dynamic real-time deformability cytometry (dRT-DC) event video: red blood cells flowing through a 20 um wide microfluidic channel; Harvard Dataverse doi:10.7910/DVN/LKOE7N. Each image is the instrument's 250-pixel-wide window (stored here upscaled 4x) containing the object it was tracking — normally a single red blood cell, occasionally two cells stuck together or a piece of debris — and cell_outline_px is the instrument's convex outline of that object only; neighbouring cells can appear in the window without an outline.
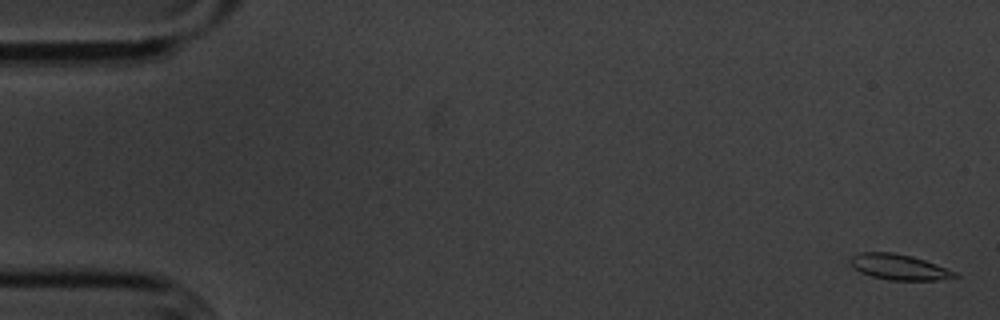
{"species": "common noctule bat (a hibernating species)", "species_latin": "Nyctalus noctula", "temperature_condition": "cold", "stored_images_in_passage": 58, "camera_frame_rate_fps": 3000, "um_per_image_px": 0.085, "animal": {"sex": "male", "body_mass_g": 20.1, "forearm_length_mm": 53.5}, "frame": {"image": 1, "passage_image": 2, "time_ms": 0.333, "image_size_px": [1000, 320], "cell_outline_px": [[960, 276], [936, 280], [888, 280], [872, 276], [860, 272], [848, 260], [852, 256], [860, 252], [892, 252], [912, 256], [924, 260], [956, 272]], "centroid_in_image_um": [76.4, 22.69], "position_along_channel_um": 8.6, "area_um2": 15.37}}
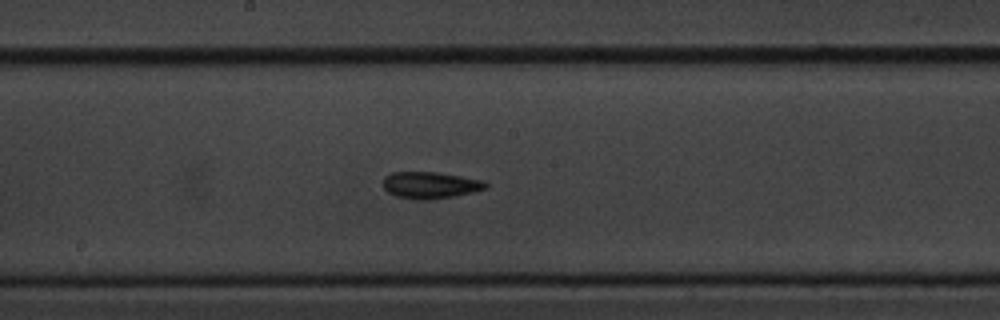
{"frame": {"image": 2, "passage_image": 31, "time_ms": 10.0, "image_size_px": [1000, 320], "cell_outline_px": [[488, 184], [484, 188], [472, 192], [452, 196], [428, 200], [416, 200], [396, 196], [388, 192], [380, 184], [384, 176], [392, 172], [440, 172], [484, 180]], "centroid_in_image_um": [36.51, 15.72], "position_along_channel_um": 211.7, "area_um2": 16.13}}
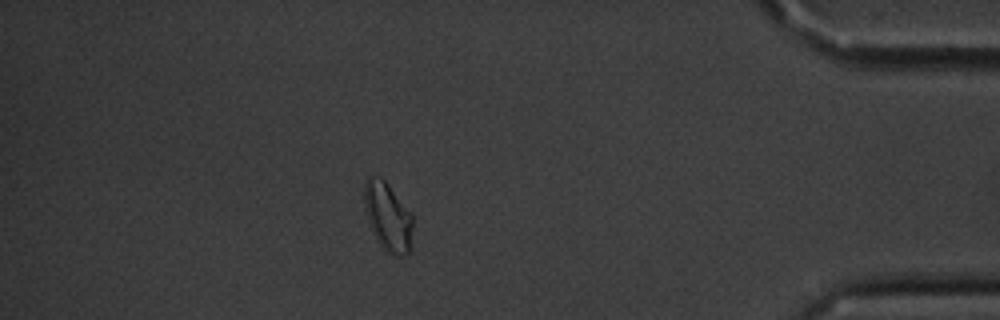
{"frame": {"image": 3, "passage_image": 51, "time_ms": 16.667, "image_size_px": [1000, 320], "cell_outline_px": [[412, 224], [408, 252], [404, 256], [396, 256], [388, 252], [376, 240], [368, 220], [364, 208], [364, 180], [368, 176], [380, 176], [388, 184], [412, 212]], "centroid_in_image_um": [32.94, 18.37], "position_along_channel_um": 402.3, "area_um2": 19.36}, "authors_computed_cell_mechanics": {"area_um2": 15.4904, "velocity_mm_per_s": 3.4768, "shape_relaxation_time_tau1_ms": 5.4238, "shape_relaxation_time_tau2_ms": 2.59, "deformation_change_tau1": 0.145, "deformation_change_tau2": 0.095}}